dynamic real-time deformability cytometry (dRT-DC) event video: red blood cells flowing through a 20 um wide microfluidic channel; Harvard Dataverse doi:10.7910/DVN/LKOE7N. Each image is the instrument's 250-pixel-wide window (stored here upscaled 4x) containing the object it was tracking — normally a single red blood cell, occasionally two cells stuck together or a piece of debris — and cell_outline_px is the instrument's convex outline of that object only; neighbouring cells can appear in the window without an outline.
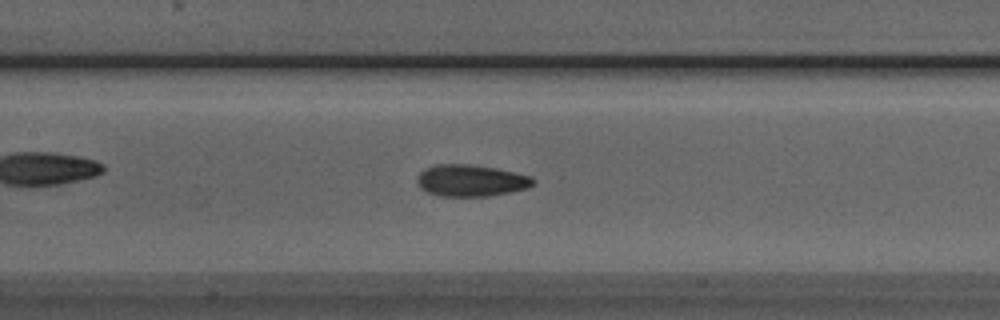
{"species": "Egyptian fruit bat (a non-hibernating species)", "species_latin": "Rousettus aegyptiacus", "temperature_condition": "room temperature", "stored_images_in_passage": 26, "camera_frame_rate_fps": 3000, "um_per_image_px": 0.085, "animal": {"sex": "male"}, "frame": {"image": 1, "passage_image": 8, "time_ms": 2.333, "image_size_px": [1000, 320], "cell_outline_px": [[536, 184], [528, 188], [488, 196], [440, 196], [428, 192], [420, 188], [416, 184], [416, 176], [424, 168], [436, 164], [468, 164], [496, 168], [532, 176], [536, 180]], "centroid_in_image_um": [40.02, 15.34], "position_along_channel_um": 167.4, "area_um2": 21.68}}
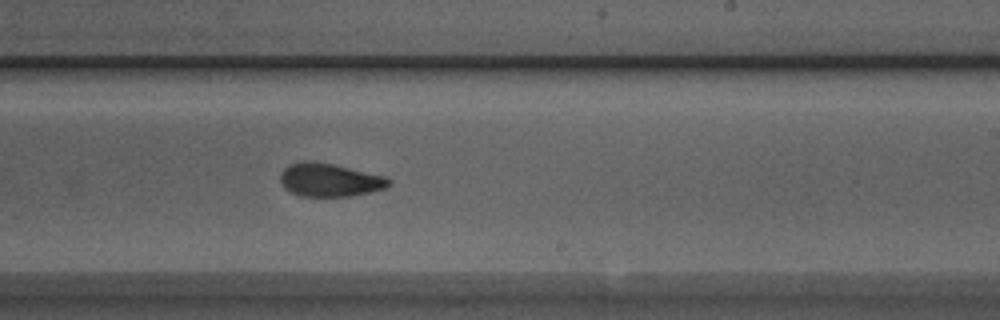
{"frame": {"image": 2, "passage_image": 15, "time_ms": 4.667, "image_size_px": [1000, 320], "cell_outline_px": [[392, 184], [384, 188], [372, 192], [348, 196], [300, 196], [284, 188], [280, 180], [280, 172], [288, 164], [304, 160], [312, 160], [332, 164], [384, 176], [392, 180]], "centroid_in_image_um": [27.99, 15.29], "position_along_channel_um": 261.0, "area_um2": 21.1}}
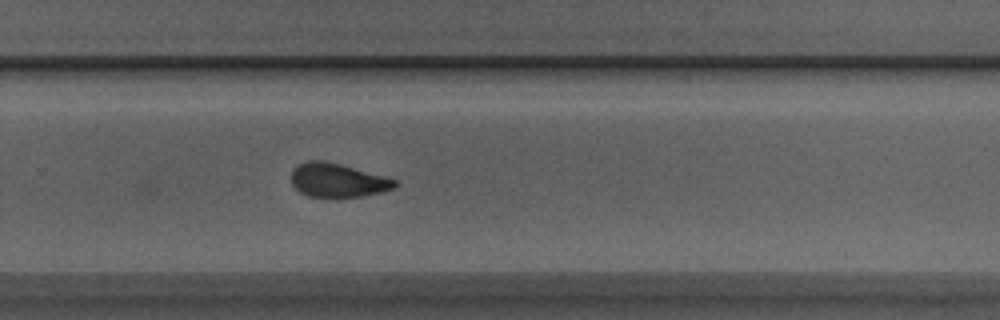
{"frame": {"image": 3, "passage_image": 18, "time_ms": 5.667, "image_size_px": [1000, 320], "cell_outline_px": [[396, 188], [380, 192], [360, 196], [308, 196], [300, 192], [292, 184], [292, 172], [296, 164], [308, 160], [324, 160], [388, 176], [396, 180]], "centroid_in_image_um": [28.71, 15.29], "position_along_channel_um": 301.1, "area_um2": 20.35}}